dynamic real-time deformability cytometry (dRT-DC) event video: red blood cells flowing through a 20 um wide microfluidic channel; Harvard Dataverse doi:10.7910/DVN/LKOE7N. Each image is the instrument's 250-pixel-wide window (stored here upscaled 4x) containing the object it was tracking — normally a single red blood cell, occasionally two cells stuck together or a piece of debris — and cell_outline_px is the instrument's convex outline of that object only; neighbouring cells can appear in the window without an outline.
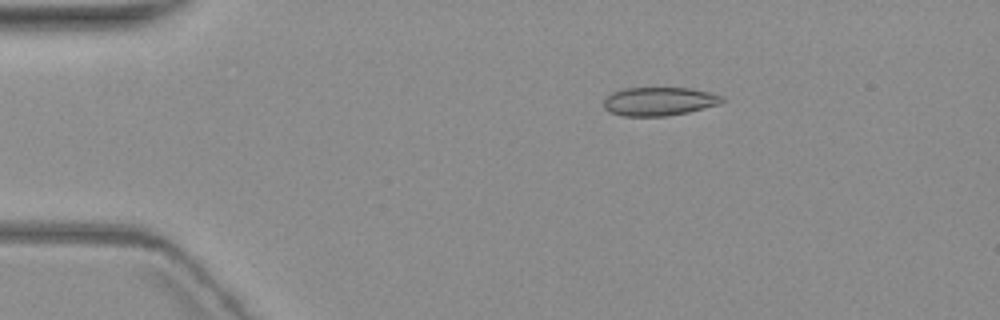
{"species": "common noctule bat (a hibernating species)", "species_latin": "Nyctalus noctula", "temperature_condition": "warm", "stored_images_in_passage": 5, "camera_frame_rate_fps": 3000, "um_per_image_px": 0.085, "animal": {"sex": "female", "body_mass_g": 19.3, "forearm_length_mm": 54.1}, "frame": {"image": 1, "passage_image": 3, "time_ms": 2.667, "image_size_px": [1000, 320], "cell_outline_px": [[724, 100], [720, 104], [688, 112], [664, 116], [624, 116], [608, 112], [604, 108], [604, 100], [612, 92], [624, 88], [688, 88], [708, 92], [724, 96]], "centroid_in_image_um": [56.01, 8.62], "position_along_channel_um": 29.0, "area_um2": 19.65}}